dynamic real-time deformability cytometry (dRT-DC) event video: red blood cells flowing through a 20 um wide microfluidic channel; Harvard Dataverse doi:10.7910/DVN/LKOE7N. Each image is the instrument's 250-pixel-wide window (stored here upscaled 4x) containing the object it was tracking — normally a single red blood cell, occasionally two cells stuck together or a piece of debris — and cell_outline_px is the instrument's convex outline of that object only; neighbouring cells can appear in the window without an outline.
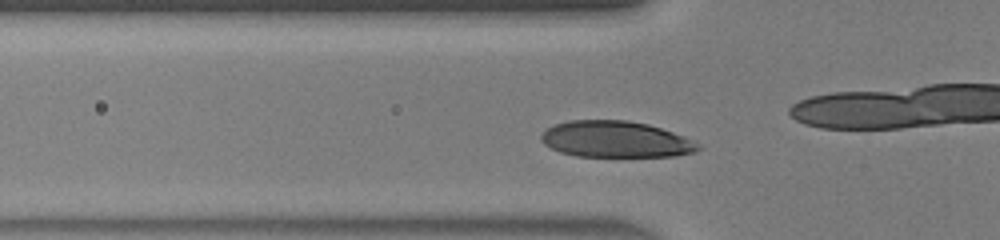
{"species": "human", "species_latin": "Homo sapiens", "temperature_condition": "warm", "stored_images_in_passage": 32, "camera_frame_rate_fps": 3000, "um_per_image_px": 0.085, "donor": {"sex": "male"}, "frame": {"image": 1, "passage_image": 9, "time_ms": 2.667, "image_size_px": [1000, 240], "cell_outline_px": [[700, 148], [696, 152], [676, 156], [576, 156], [560, 152], [544, 144], [540, 140], [540, 136], [548, 128], [556, 124], [568, 120], [628, 120], [648, 124], [684, 136], [700, 144]], "centroid_in_image_um": [52.34, 11.84], "position_along_channel_um": 73.5, "area_um2": 33.18}}
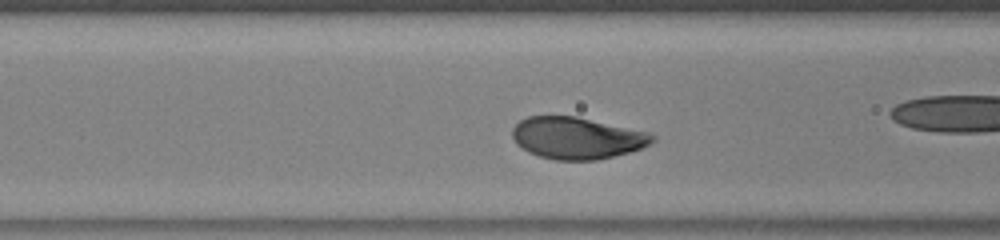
{"frame": {"image": 2, "passage_image": 12, "time_ms": 3.667, "image_size_px": [1000, 240], "cell_outline_px": [[656, 140], [652, 144], [628, 152], [596, 160], [556, 160], [540, 156], [528, 152], [516, 144], [512, 136], [512, 128], [520, 120], [528, 116], [576, 116], [648, 132], [656, 136]], "centroid_in_image_um": [49.03, 11.73], "position_along_channel_um": 117.6, "area_um2": 34.1}}
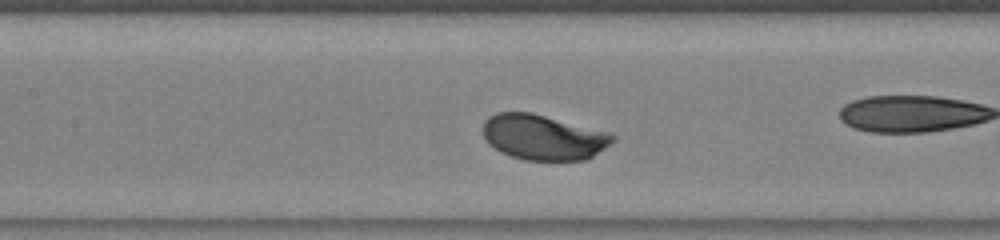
{"frame": {"image": 3, "passage_image": 15, "time_ms": 4.667, "image_size_px": [1000, 240], "cell_outline_px": [[616, 140], [588, 160], [524, 160], [500, 152], [488, 144], [484, 140], [484, 120], [488, 116], [496, 112], [532, 112], [612, 132], [616, 136]], "centroid_in_image_um": [46.21, 11.65], "position_along_channel_um": 161.2, "area_um2": 34.8}}